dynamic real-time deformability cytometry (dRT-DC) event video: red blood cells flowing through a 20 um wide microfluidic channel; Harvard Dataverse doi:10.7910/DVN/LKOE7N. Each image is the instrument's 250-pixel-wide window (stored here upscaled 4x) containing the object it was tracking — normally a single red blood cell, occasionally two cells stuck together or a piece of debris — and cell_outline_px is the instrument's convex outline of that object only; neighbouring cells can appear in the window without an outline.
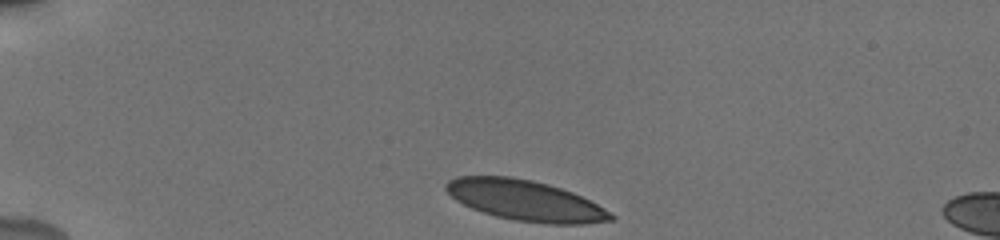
{"species": "human", "species_latin": "Homo sapiens", "temperature_condition": "cold", "stored_images_in_passage": 6, "camera_frame_rate_fps": 3000, "um_per_image_px": 0.085, "donor": {"sex": "male"}, "frame": {"image": 1, "passage_image": 1, "time_ms": 0.0, "image_size_px": [1000, 240], "cell_outline_px": [[616, 220], [584, 224], [548, 224], [516, 220], [496, 216], [472, 208], [456, 200], [444, 188], [444, 184], [448, 180], [456, 176], [512, 176], [532, 180], [548, 184], [572, 192], [604, 208], [616, 216]], "centroid_in_image_um": [44.66, 17.03], "position_along_channel_um": 40.3, "area_um2": 38.84}}